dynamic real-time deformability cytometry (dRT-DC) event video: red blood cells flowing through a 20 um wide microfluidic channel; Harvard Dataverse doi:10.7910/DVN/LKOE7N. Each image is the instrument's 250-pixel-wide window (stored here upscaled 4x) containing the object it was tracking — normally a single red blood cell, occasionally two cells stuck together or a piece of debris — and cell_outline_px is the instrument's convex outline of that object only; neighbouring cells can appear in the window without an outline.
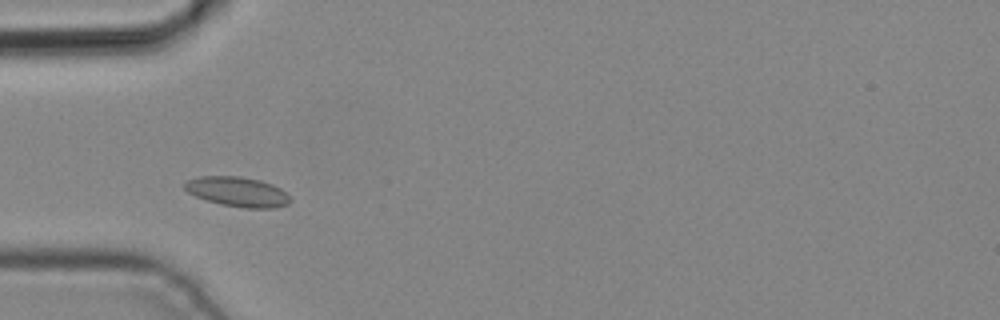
{"species": "common noctule bat (a hibernating species)", "species_latin": "Nyctalus noctula", "temperature_condition": "cold", "stored_images_in_passage": 2, "camera_frame_rate_fps": 3000, "um_per_image_px": 0.085, "animal": {"sex": "male", "body_mass_g": 19.2, "forearm_length_mm": 51.8}, "frame": {"image": 1, "passage_image": 2, "time_ms": 0.333, "image_size_px": [1000, 320], "cell_outline_px": [[292, 200], [288, 204], [276, 208], [244, 208], [220, 204], [196, 196], [188, 192], [184, 188], [184, 184], [188, 180], [200, 176], [240, 176], [260, 180], [272, 184], [280, 188]], "centroid_in_image_um": [20.21, 16.3], "position_along_channel_um": 64.8, "area_um2": 18.26}}